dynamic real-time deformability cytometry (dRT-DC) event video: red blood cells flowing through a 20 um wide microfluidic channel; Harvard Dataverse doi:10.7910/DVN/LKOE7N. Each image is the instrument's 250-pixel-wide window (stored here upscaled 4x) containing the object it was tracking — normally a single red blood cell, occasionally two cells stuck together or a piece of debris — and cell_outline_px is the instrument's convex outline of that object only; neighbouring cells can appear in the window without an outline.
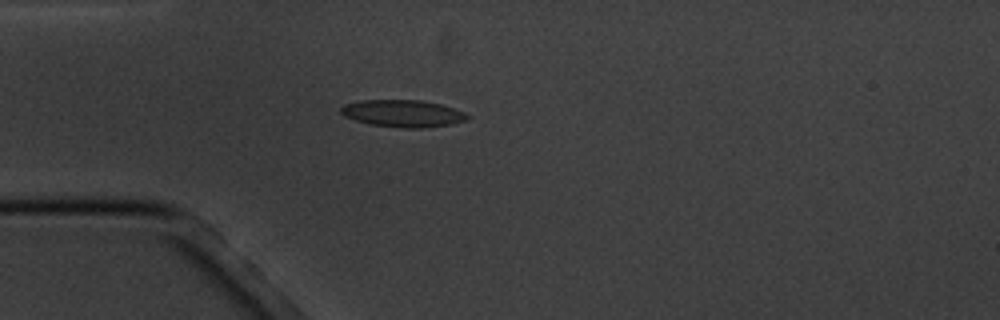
{"species": "common noctule bat (a hibernating species)", "species_latin": "Nyctalus noctula", "temperature_condition": "cold", "stored_images_in_passage": 3, "camera_frame_rate_fps": 3000, "um_per_image_px": 0.085, "animal": {"sex": "male", "body_mass_g": 20.1, "forearm_length_mm": 53.5}, "frame": {"image": 1, "passage_image": 3, "time_ms": 2.333, "image_size_px": [1000, 320], "cell_outline_px": [[468, 120], [452, 124], [424, 128], [404, 128], [372, 124], [356, 120], [344, 116], [340, 112], [340, 108], [344, 104], [360, 100], [420, 100], [440, 104], [464, 112], [468, 116]], "centroid_in_image_um": [34.24, 9.64], "position_along_channel_um": 50.8, "area_um2": 19.88}}